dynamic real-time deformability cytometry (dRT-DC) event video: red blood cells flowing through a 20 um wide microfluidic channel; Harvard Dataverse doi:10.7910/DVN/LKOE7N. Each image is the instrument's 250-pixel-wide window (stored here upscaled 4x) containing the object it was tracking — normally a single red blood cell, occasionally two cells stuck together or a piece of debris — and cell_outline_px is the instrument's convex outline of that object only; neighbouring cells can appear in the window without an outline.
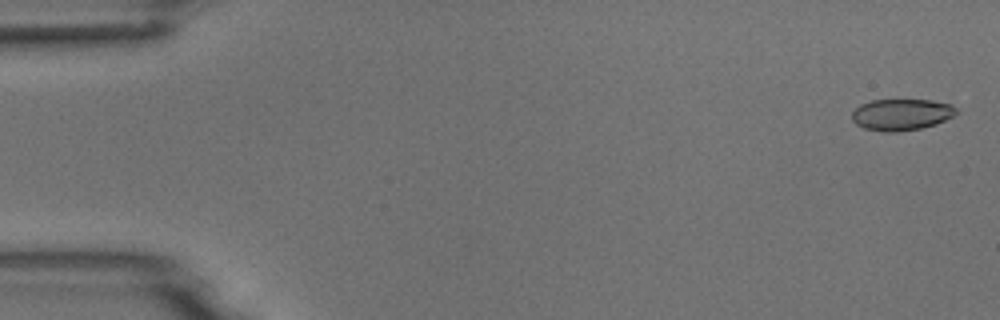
{"species": "common noctule bat (a hibernating species)", "species_latin": "Nyctalus noctula", "temperature_condition": "room temperature", "stored_images_in_passage": 4, "camera_frame_rate_fps": 3000, "um_per_image_px": 0.085, "animal": {"sex": "male", "body_mass_g": 18.8}, "frame": {"image": 1, "passage_image": 1, "time_ms": 0.0, "image_size_px": [1000, 320], "cell_outline_px": [[956, 112], [952, 116], [936, 124], [920, 128], [896, 132], [884, 132], [864, 128], [856, 124], [852, 120], [852, 112], [860, 104], [872, 100], [932, 100], [952, 104], [956, 108]], "centroid_in_image_um": [76.6, 9.73], "position_along_channel_um": 8.4, "area_um2": 19.07}}
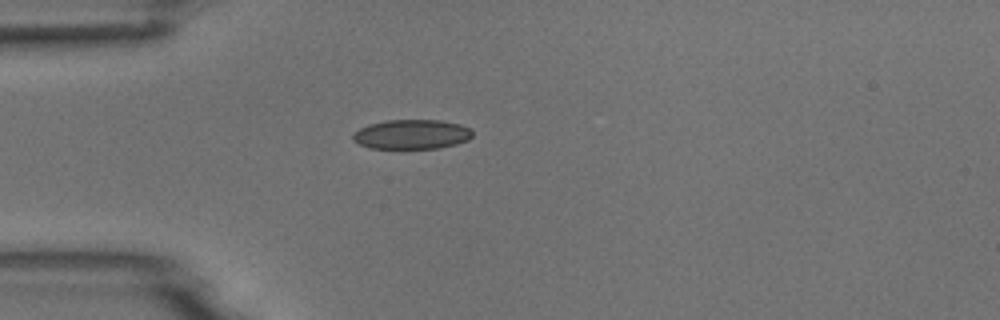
{"frame": {"image": 2, "passage_image": 4, "time_ms": 4.333, "image_size_px": [1000, 320], "cell_outline_px": [[472, 136], [468, 140], [456, 144], [440, 148], [400, 152], [368, 148], [352, 140], [352, 136], [360, 128], [368, 124], [388, 120], [440, 120], [460, 124], [472, 128]], "centroid_in_image_um": [34.98, 11.48], "position_along_channel_um": 50.0, "area_um2": 21.68}}